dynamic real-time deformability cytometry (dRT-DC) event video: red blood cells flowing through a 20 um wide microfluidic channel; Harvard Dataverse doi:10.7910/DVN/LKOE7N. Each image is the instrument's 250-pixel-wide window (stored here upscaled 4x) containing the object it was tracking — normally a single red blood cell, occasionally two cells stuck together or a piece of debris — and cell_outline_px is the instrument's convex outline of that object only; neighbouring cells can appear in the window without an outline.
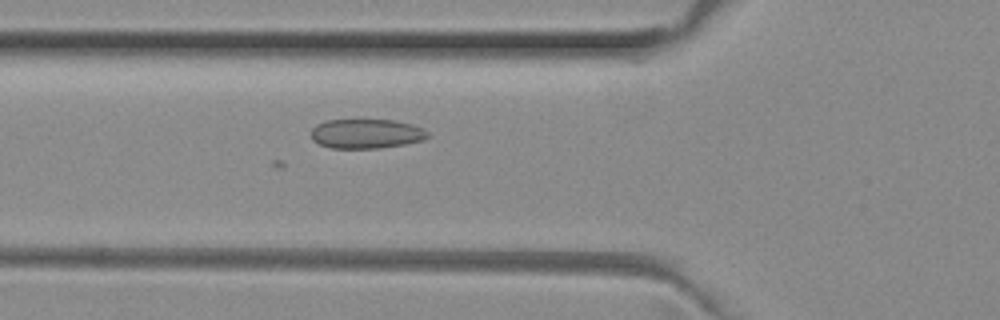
{"species": "common noctule bat (a hibernating species)", "species_latin": "Nyctalus noctula", "temperature_condition": "room temperature", "stored_images_in_passage": 46, "camera_frame_rate_fps": 3000, "um_per_image_px": 0.085, "animal": {"sex": "female", "body_mass_g": 29.2, "forearm_length_mm": 56.3}, "frame": {"image": 1, "passage_image": 12, "time_ms": 3.667, "image_size_px": [1000, 320], "cell_outline_px": [[428, 136], [424, 140], [404, 144], [380, 148], [332, 148], [320, 144], [312, 140], [312, 128], [316, 124], [324, 120], [392, 120], [412, 124], [424, 128], [428, 132]], "centroid_in_image_um": [31.14, 11.36], "position_along_channel_um": 94.7, "area_um2": 20.06}}
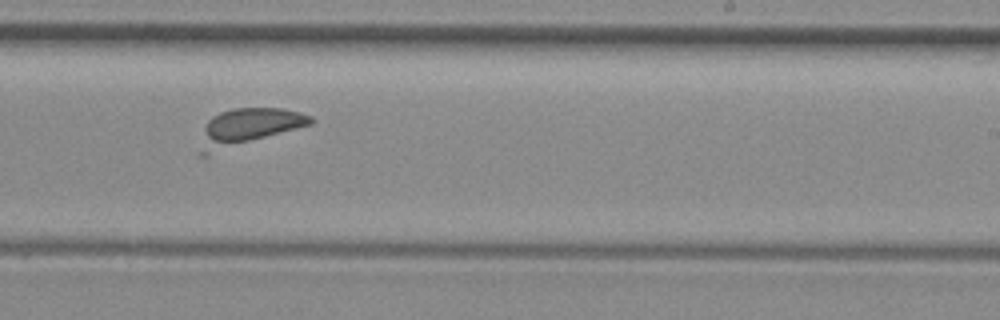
{"frame": {"image": 2, "passage_image": 25, "time_ms": 8.0, "image_size_px": [1000, 320], "cell_outline_px": [[312, 124], [208, 156], [196, 156], [208, 120], [212, 116], [220, 112], [232, 108], [280, 108], [300, 112], [312, 116]], "centroid_in_image_um": [21.06, 10.84], "position_along_channel_um": 267.9, "area_um2": 23.99}}
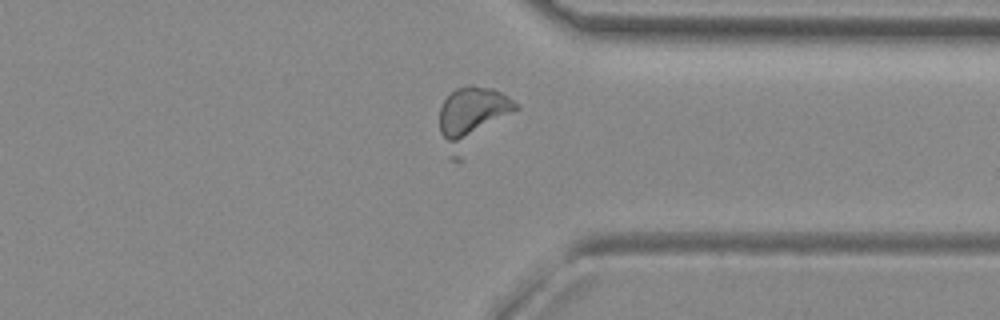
{"frame": {"image": 3, "passage_image": 33, "time_ms": 10.667, "image_size_px": [1000, 320], "cell_outline_px": [[520, 108], [456, 140], [448, 140], [440, 132], [440, 108], [444, 100], [456, 88], [468, 84], [472, 84], [492, 88], [508, 96], [520, 104]], "centroid_in_image_um": [40.2, 9.34], "position_along_channel_um": 371.2, "area_um2": 20.52}}